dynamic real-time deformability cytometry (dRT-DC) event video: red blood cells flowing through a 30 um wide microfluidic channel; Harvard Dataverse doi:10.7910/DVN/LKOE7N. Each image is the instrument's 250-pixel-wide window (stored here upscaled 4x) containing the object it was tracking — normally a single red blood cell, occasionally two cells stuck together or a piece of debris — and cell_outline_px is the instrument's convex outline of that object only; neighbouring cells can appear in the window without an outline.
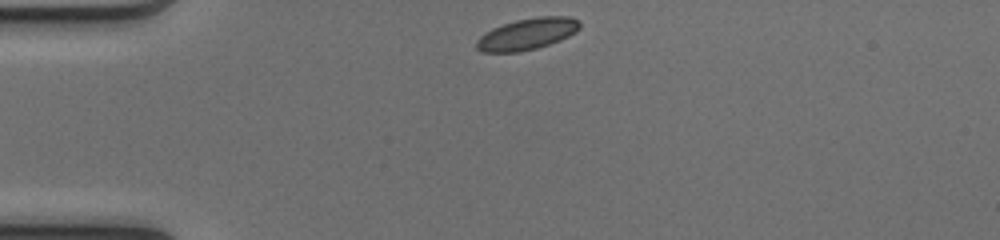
{"species": "common noctule bat (a hibernating species)", "species_latin": "Nyctalus noctula", "temperature_condition": "cold", "stored_images_in_passage": 39, "camera_frame_rate_fps": 3000, "um_per_image_px": 0.085, "animal": {"sex": "female", "body_mass_g": 17.0, "forearm_length_mm": 48.0}, "frame": {"image": 1, "passage_image": 1, "time_ms": 0.0, "image_size_px": [1000, 240], "cell_outline_px": [[580, 28], [576, 32], [560, 40], [536, 48], [520, 52], [480, 52], [476, 48], [476, 40], [484, 32], [492, 28], [516, 20], [540, 16], [568, 16], [580, 20]], "centroid_in_image_um": [44.8, 2.89], "position_along_channel_um": 40.2, "area_um2": 19.02}}
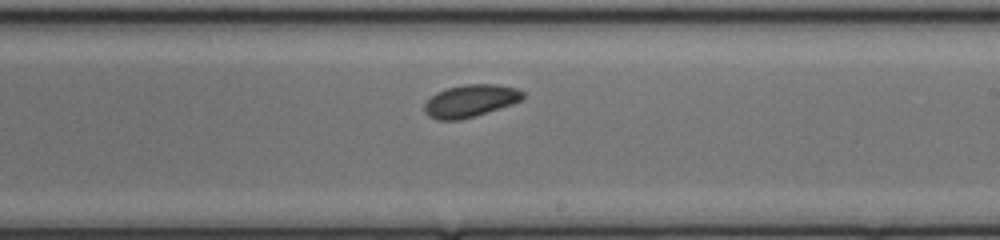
{"frame": {"image": 2, "passage_image": 19, "time_ms": 6.0, "image_size_px": [1000, 240], "cell_outline_px": [[524, 96], [520, 100], [512, 104], [476, 116], [460, 120], [436, 120], [428, 116], [424, 112], [424, 104], [436, 92], [448, 88], [464, 84], [496, 84], [516, 88], [524, 92]], "centroid_in_image_um": [39.96, 8.58], "position_along_channel_um": 249.0, "area_um2": 18.61}}
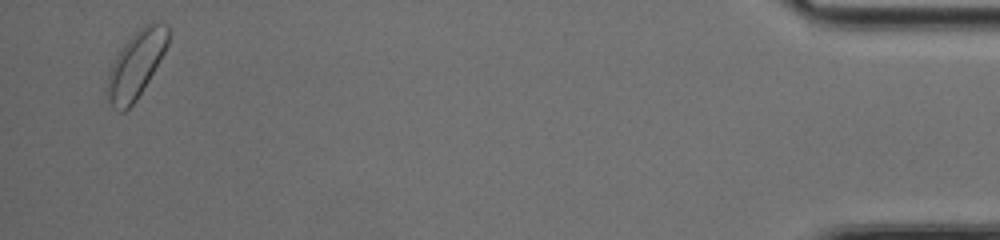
{"frame": {"image": 3, "passage_image": 38, "time_ms": 12.333, "image_size_px": [1000, 240], "cell_outline_px": [[168, 44], [164, 52], [148, 80], [136, 100], [124, 112], [120, 112], [112, 108], [104, 96], [108, 76], [120, 48], [144, 24], [152, 20], [160, 20], [168, 24]], "centroid_in_image_um": [11.55, 5.48], "position_along_channel_um": 423.7, "area_um2": 23.7}, "authors_computed_cell_mechanics": {"area_um2": 18.785, "velocity_mm_per_s": 4.0686, "shape_relaxation_time_tau1_ms": 2.1046, "shape_relaxation_time_tau2_ms": null, "deformation_change_tau1": 0.0622, "deformation_change_tau2": null}}